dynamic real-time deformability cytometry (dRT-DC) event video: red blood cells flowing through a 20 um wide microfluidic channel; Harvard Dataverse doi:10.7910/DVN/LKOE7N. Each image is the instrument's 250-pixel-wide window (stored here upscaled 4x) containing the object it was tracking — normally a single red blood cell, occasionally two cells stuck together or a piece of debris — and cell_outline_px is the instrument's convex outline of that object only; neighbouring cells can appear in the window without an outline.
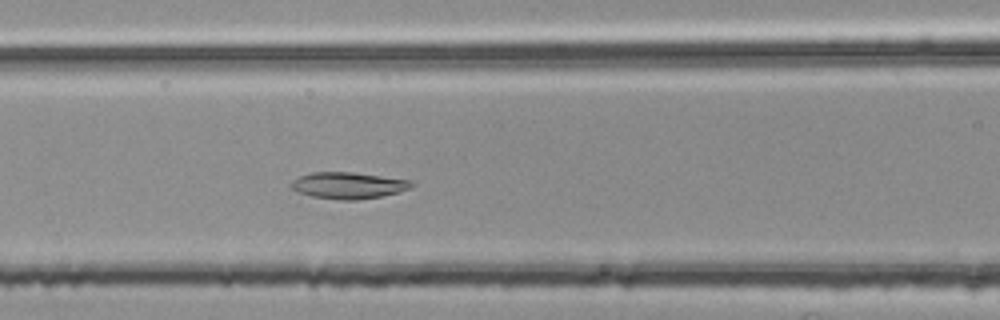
{"species": "common noctule bat (a hibernating species)", "species_latin": "Nyctalus noctula", "temperature_condition": "room temperature", "stored_images_in_passage": 36, "camera_frame_rate_fps": 3000, "um_per_image_px": 0.085, "animal": {"sex": "female", "body_mass_g": 25.1}, "frame": {"image": 1, "passage_image": 8, "time_ms": 2.333, "image_size_px": [1000, 320], "cell_outline_px": [[416, 184], [408, 188], [396, 192], [380, 196], [356, 200], [344, 200], [312, 196], [300, 192], [292, 188], [288, 184], [292, 180], [300, 176], [312, 172], [352, 172], [412, 180]], "centroid_in_image_um": [29.59, 15.75], "position_along_channel_um": 137.0, "area_um2": 18.38}}
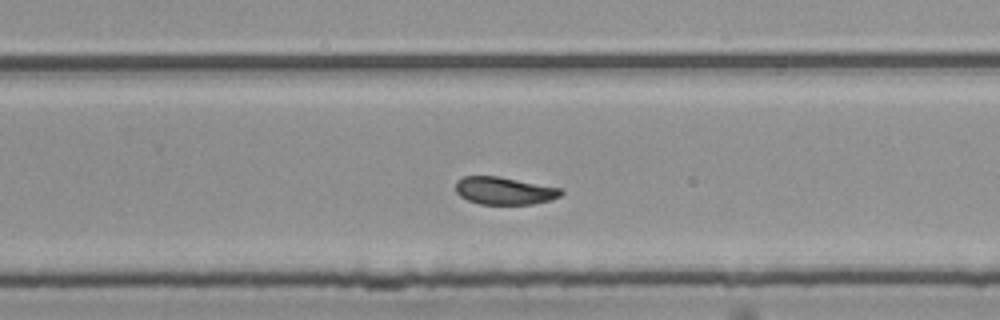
{"frame": {"image": 2, "passage_image": 20, "time_ms": 6.333, "image_size_px": [1000, 320], "cell_outline_px": [[564, 192], [560, 196], [552, 200], [532, 204], [480, 204], [468, 200], [460, 196], [456, 192], [456, 180], [464, 176], [496, 176], [560, 188]], "centroid_in_image_um": [42.85, 16.22], "position_along_channel_um": 286.9, "area_um2": 16.82}}
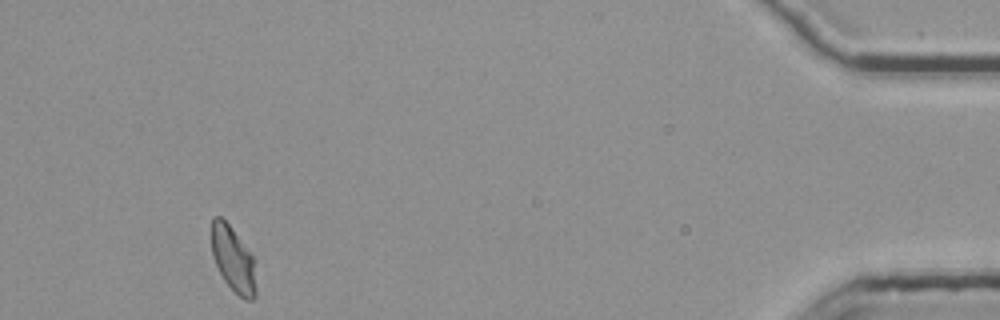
{"frame": {"image": 3, "passage_image": 36, "time_ms": 11.667, "image_size_px": [1000, 320], "cell_outline_px": [[256, 296], [252, 300], [244, 300], [224, 280], [212, 256], [212, 216], [220, 216], [228, 224], [256, 260]], "centroid_in_image_um": [19.85, 22.07], "position_along_channel_um": 415.3, "area_um2": 16.94}, "authors_computed_cell_mechanics": {"area_um2": 17.8891, "velocity_mm_per_s": 3.7553, "shape_relaxation_time_tau1_ms": 4.1627, "shape_relaxation_time_tau2_ms": 3.1772, "deformation_change_tau1": 0.1258, "deformation_change_tau2": 0.0768}}